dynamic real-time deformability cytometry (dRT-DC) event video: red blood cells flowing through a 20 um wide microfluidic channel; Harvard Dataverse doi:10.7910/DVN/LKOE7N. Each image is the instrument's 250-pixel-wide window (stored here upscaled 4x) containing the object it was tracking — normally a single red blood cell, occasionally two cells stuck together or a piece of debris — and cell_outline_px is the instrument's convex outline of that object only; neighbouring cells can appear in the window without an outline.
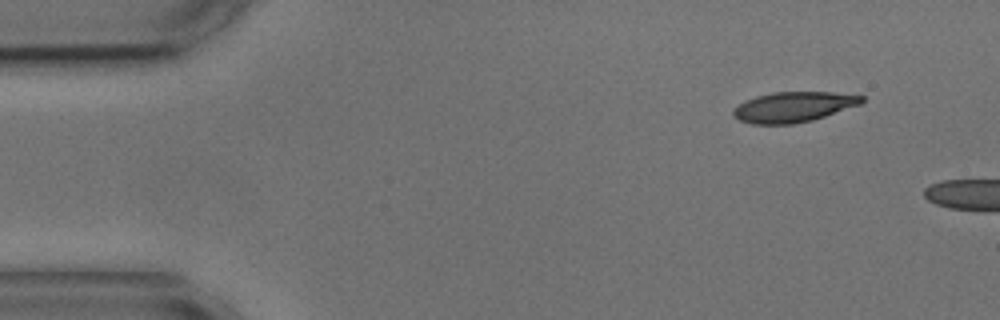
{"species": "common noctule bat (a hibernating species)", "species_latin": "Nyctalus noctula", "temperature_condition": "cold", "stored_images_in_passage": 3, "camera_frame_rate_fps": 3000, "um_per_image_px": 0.085, "animal": {"sex": "male", "body_mass_g": 17.9, "forearm_length_mm": 54.2}, "frame": {"image": 1, "passage_image": 1, "time_ms": 0.0, "image_size_px": [1000, 320], "cell_outline_px": [[864, 100], [860, 104], [812, 120], [792, 124], [752, 124], [740, 120], [732, 116], [732, 112], [744, 100], [756, 96], [772, 92], [832, 92], [864, 96]], "centroid_in_image_um": [67.41, 9.09], "position_along_channel_um": 17.6, "area_um2": 22.48}}